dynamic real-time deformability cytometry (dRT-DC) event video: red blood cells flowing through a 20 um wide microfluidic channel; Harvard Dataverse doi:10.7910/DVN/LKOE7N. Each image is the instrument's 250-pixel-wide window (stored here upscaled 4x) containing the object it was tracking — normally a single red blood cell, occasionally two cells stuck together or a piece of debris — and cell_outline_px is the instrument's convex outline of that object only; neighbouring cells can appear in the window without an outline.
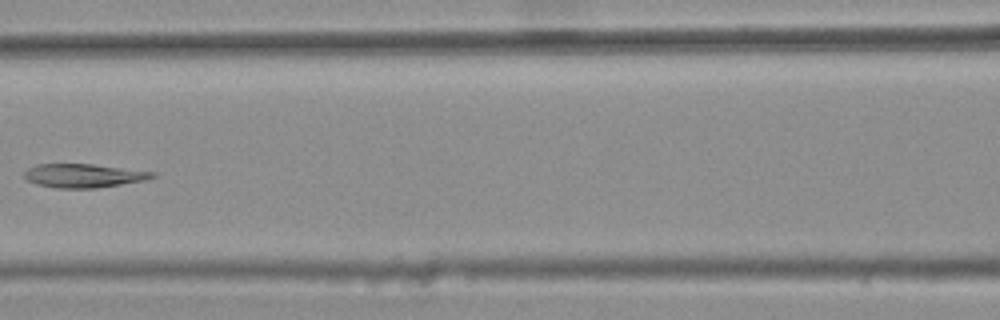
{"species": "common noctule bat (a hibernating species)", "species_latin": "Nyctalus noctula", "temperature_condition": "warm", "stored_images_in_passage": 6, "camera_frame_rate_fps": 3000, "um_per_image_px": 0.085, "animal": {"sex": "female", "body_mass_g": 25.1}, "frame": {"image": 1, "passage_image": 5, "time_ms": 1.333, "image_size_px": [1000, 320], "cell_outline_px": [[156, 176], [144, 180], [96, 188], [56, 188], [36, 184], [28, 180], [24, 176], [24, 172], [28, 168], [36, 164], [92, 164], [156, 172]], "centroid_in_image_um": [7.08, 14.93], "position_along_channel_um": 159.5, "area_um2": 17.57}}
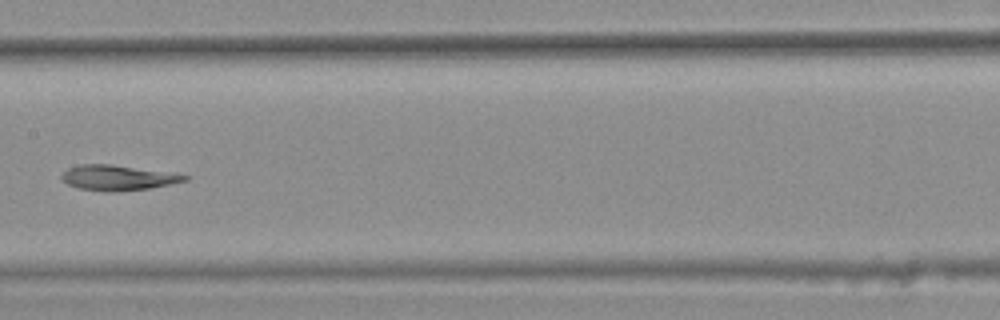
{"frame": {"image": 2, "passage_image": 6, "time_ms": 1.667, "image_size_px": [1000, 320], "cell_outline_px": [[188, 180], [148, 188], [116, 192], [108, 192], [76, 188], [60, 180], [60, 176], [68, 168], [80, 164], [112, 164], [188, 176]], "centroid_in_image_um": [9.89, 15.11], "position_along_channel_um": 197.5, "area_um2": 17.8}}